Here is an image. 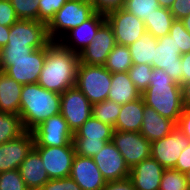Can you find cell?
Segmentation results:
<instances>
[{
  "instance_id": "6da1fadb",
  "label": "cell",
  "mask_w": 190,
  "mask_h": 190,
  "mask_svg": "<svg viewBox=\"0 0 190 190\" xmlns=\"http://www.w3.org/2000/svg\"><path fill=\"white\" fill-rule=\"evenodd\" d=\"M79 63V54L64 47L59 41H50L46 45L38 84L46 90L62 94L75 86Z\"/></svg>"
},
{
  "instance_id": "7a4b0ae2",
  "label": "cell",
  "mask_w": 190,
  "mask_h": 190,
  "mask_svg": "<svg viewBox=\"0 0 190 190\" xmlns=\"http://www.w3.org/2000/svg\"><path fill=\"white\" fill-rule=\"evenodd\" d=\"M145 105L176 124L183 111L182 88L164 70H152L150 85L141 94Z\"/></svg>"
},
{
  "instance_id": "3957f363",
  "label": "cell",
  "mask_w": 190,
  "mask_h": 190,
  "mask_svg": "<svg viewBox=\"0 0 190 190\" xmlns=\"http://www.w3.org/2000/svg\"><path fill=\"white\" fill-rule=\"evenodd\" d=\"M60 109L61 94L38 83L23 85L19 116L25 131H32L49 117L60 114Z\"/></svg>"
},
{
  "instance_id": "277c9868",
  "label": "cell",
  "mask_w": 190,
  "mask_h": 190,
  "mask_svg": "<svg viewBox=\"0 0 190 190\" xmlns=\"http://www.w3.org/2000/svg\"><path fill=\"white\" fill-rule=\"evenodd\" d=\"M95 12L90 0H67L47 24L49 39L59 41L66 33L88 20Z\"/></svg>"
},
{
  "instance_id": "5b68a950",
  "label": "cell",
  "mask_w": 190,
  "mask_h": 190,
  "mask_svg": "<svg viewBox=\"0 0 190 190\" xmlns=\"http://www.w3.org/2000/svg\"><path fill=\"white\" fill-rule=\"evenodd\" d=\"M111 80L112 73L105 66L79 63L75 86L93 105L108 99Z\"/></svg>"
},
{
  "instance_id": "8992f818",
  "label": "cell",
  "mask_w": 190,
  "mask_h": 190,
  "mask_svg": "<svg viewBox=\"0 0 190 190\" xmlns=\"http://www.w3.org/2000/svg\"><path fill=\"white\" fill-rule=\"evenodd\" d=\"M45 55L46 46L35 49L25 58L3 59V72L22 85L38 83Z\"/></svg>"
},
{
  "instance_id": "52a82bcc",
  "label": "cell",
  "mask_w": 190,
  "mask_h": 190,
  "mask_svg": "<svg viewBox=\"0 0 190 190\" xmlns=\"http://www.w3.org/2000/svg\"><path fill=\"white\" fill-rule=\"evenodd\" d=\"M106 21L110 24L118 45L130 46L146 32L144 21L123 8L108 12Z\"/></svg>"
},
{
  "instance_id": "ba28073f",
  "label": "cell",
  "mask_w": 190,
  "mask_h": 190,
  "mask_svg": "<svg viewBox=\"0 0 190 190\" xmlns=\"http://www.w3.org/2000/svg\"><path fill=\"white\" fill-rule=\"evenodd\" d=\"M34 147H60L73 142L74 133L61 114L51 116L31 131Z\"/></svg>"
},
{
  "instance_id": "9c48e42d",
  "label": "cell",
  "mask_w": 190,
  "mask_h": 190,
  "mask_svg": "<svg viewBox=\"0 0 190 190\" xmlns=\"http://www.w3.org/2000/svg\"><path fill=\"white\" fill-rule=\"evenodd\" d=\"M112 142L124 157L129 169L151 157V142L140 132L114 130Z\"/></svg>"
},
{
  "instance_id": "30bf717a",
  "label": "cell",
  "mask_w": 190,
  "mask_h": 190,
  "mask_svg": "<svg viewBox=\"0 0 190 190\" xmlns=\"http://www.w3.org/2000/svg\"><path fill=\"white\" fill-rule=\"evenodd\" d=\"M92 110L93 105L76 86L61 94L60 114L73 133L92 116Z\"/></svg>"
},
{
  "instance_id": "8fae6325",
  "label": "cell",
  "mask_w": 190,
  "mask_h": 190,
  "mask_svg": "<svg viewBox=\"0 0 190 190\" xmlns=\"http://www.w3.org/2000/svg\"><path fill=\"white\" fill-rule=\"evenodd\" d=\"M50 41L46 23L19 19L10 27L9 41L6 46H30L41 49Z\"/></svg>"
},
{
  "instance_id": "7c38bea8",
  "label": "cell",
  "mask_w": 190,
  "mask_h": 190,
  "mask_svg": "<svg viewBox=\"0 0 190 190\" xmlns=\"http://www.w3.org/2000/svg\"><path fill=\"white\" fill-rule=\"evenodd\" d=\"M42 158L49 179L69 177L75 154L73 142L60 147H34Z\"/></svg>"
},
{
  "instance_id": "4fadbf2b",
  "label": "cell",
  "mask_w": 190,
  "mask_h": 190,
  "mask_svg": "<svg viewBox=\"0 0 190 190\" xmlns=\"http://www.w3.org/2000/svg\"><path fill=\"white\" fill-rule=\"evenodd\" d=\"M190 140L177 128L166 137L151 142V157L165 169L174 168Z\"/></svg>"
},
{
  "instance_id": "5bb4252c",
  "label": "cell",
  "mask_w": 190,
  "mask_h": 190,
  "mask_svg": "<svg viewBox=\"0 0 190 190\" xmlns=\"http://www.w3.org/2000/svg\"><path fill=\"white\" fill-rule=\"evenodd\" d=\"M153 68L164 70L175 82L183 84L180 50L169 34L157 39Z\"/></svg>"
},
{
  "instance_id": "9a60e30c",
  "label": "cell",
  "mask_w": 190,
  "mask_h": 190,
  "mask_svg": "<svg viewBox=\"0 0 190 190\" xmlns=\"http://www.w3.org/2000/svg\"><path fill=\"white\" fill-rule=\"evenodd\" d=\"M116 45L110 24L105 21L92 42L79 54L81 64L104 66L108 55Z\"/></svg>"
},
{
  "instance_id": "2e32d148",
  "label": "cell",
  "mask_w": 190,
  "mask_h": 190,
  "mask_svg": "<svg viewBox=\"0 0 190 190\" xmlns=\"http://www.w3.org/2000/svg\"><path fill=\"white\" fill-rule=\"evenodd\" d=\"M92 158L106 182L129 178L130 169L112 141L107 142Z\"/></svg>"
},
{
  "instance_id": "e0dca14e",
  "label": "cell",
  "mask_w": 190,
  "mask_h": 190,
  "mask_svg": "<svg viewBox=\"0 0 190 190\" xmlns=\"http://www.w3.org/2000/svg\"><path fill=\"white\" fill-rule=\"evenodd\" d=\"M33 148L34 137L31 131H25L19 137L0 144V173L19 169Z\"/></svg>"
},
{
  "instance_id": "ac0fdd59",
  "label": "cell",
  "mask_w": 190,
  "mask_h": 190,
  "mask_svg": "<svg viewBox=\"0 0 190 190\" xmlns=\"http://www.w3.org/2000/svg\"><path fill=\"white\" fill-rule=\"evenodd\" d=\"M105 21V14L95 12L88 20L66 33L59 42L72 52L80 54L92 42Z\"/></svg>"
},
{
  "instance_id": "d6986e66",
  "label": "cell",
  "mask_w": 190,
  "mask_h": 190,
  "mask_svg": "<svg viewBox=\"0 0 190 190\" xmlns=\"http://www.w3.org/2000/svg\"><path fill=\"white\" fill-rule=\"evenodd\" d=\"M70 177L82 190H102L107 183L93 158L81 155L74 156Z\"/></svg>"
},
{
  "instance_id": "ffe728a7",
  "label": "cell",
  "mask_w": 190,
  "mask_h": 190,
  "mask_svg": "<svg viewBox=\"0 0 190 190\" xmlns=\"http://www.w3.org/2000/svg\"><path fill=\"white\" fill-rule=\"evenodd\" d=\"M164 170L154 158L149 157L130 169L129 179L135 190H159Z\"/></svg>"
},
{
  "instance_id": "44dd1931",
  "label": "cell",
  "mask_w": 190,
  "mask_h": 190,
  "mask_svg": "<svg viewBox=\"0 0 190 190\" xmlns=\"http://www.w3.org/2000/svg\"><path fill=\"white\" fill-rule=\"evenodd\" d=\"M176 128V123L157 113L152 107L145 105L143 122L140 133L149 141L161 139L169 135Z\"/></svg>"
},
{
  "instance_id": "7402d4cb",
  "label": "cell",
  "mask_w": 190,
  "mask_h": 190,
  "mask_svg": "<svg viewBox=\"0 0 190 190\" xmlns=\"http://www.w3.org/2000/svg\"><path fill=\"white\" fill-rule=\"evenodd\" d=\"M18 170L30 190H39L50 180L44 168L42 158L34 148L26 156Z\"/></svg>"
},
{
  "instance_id": "603a6c76",
  "label": "cell",
  "mask_w": 190,
  "mask_h": 190,
  "mask_svg": "<svg viewBox=\"0 0 190 190\" xmlns=\"http://www.w3.org/2000/svg\"><path fill=\"white\" fill-rule=\"evenodd\" d=\"M23 85L0 73V112L19 115Z\"/></svg>"
},
{
  "instance_id": "cb8c5ba5",
  "label": "cell",
  "mask_w": 190,
  "mask_h": 190,
  "mask_svg": "<svg viewBox=\"0 0 190 190\" xmlns=\"http://www.w3.org/2000/svg\"><path fill=\"white\" fill-rule=\"evenodd\" d=\"M144 100L139 99L121 105V110L114 126L116 131L140 132L143 122Z\"/></svg>"
},
{
  "instance_id": "d4e9b609",
  "label": "cell",
  "mask_w": 190,
  "mask_h": 190,
  "mask_svg": "<svg viewBox=\"0 0 190 190\" xmlns=\"http://www.w3.org/2000/svg\"><path fill=\"white\" fill-rule=\"evenodd\" d=\"M141 97V93L132 83L128 72L112 73L111 87L108 99L118 105H123Z\"/></svg>"
},
{
  "instance_id": "484cf974",
  "label": "cell",
  "mask_w": 190,
  "mask_h": 190,
  "mask_svg": "<svg viewBox=\"0 0 190 190\" xmlns=\"http://www.w3.org/2000/svg\"><path fill=\"white\" fill-rule=\"evenodd\" d=\"M114 127L96 119L93 115L74 132L73 141L112 140Z\"/></svg>"
},
{
  "instance_id": "4316f807",
  "label": "cell",
  "mask_w": 190,
  "mask_h": 190,
  "mask_svg": "<svg viewBox=\"0 0 190 190\" xmlns=\"http://www.w3.org/2000/svg\"><path fill=\"white\" fill-rule=\"evenodd\" d=\"M156 44L157 39L146 31L140 39L128 46L133 65L147 64L153 67Z\"/></svg>"
},
{
  "instance_id": "83f0119b",
  "label": "cell",
  "mask_w": 190,
  "mask_h": 190,
  "mask_svg": "<svg viewBox=\"0 0 190 190\" xmlns=\"http://www.w3.org/2000/svg\"><path fill=\"white\" fill-rule=\"evenodd\" d=\"M174 20V16L168 8L160 7L149 18L144 20V24L146 31L156 39H159L169 34Z\"/></svg>"
},
{
  "instance_id": "f1b7e54d",
  "label": "cell",
  "mask_w": 190,
  "mask_h": 190,
  "mask_svg": "<svg viewBox=\"0 0 190 190\" xmlns=\"http://www.w3.org/2000/svg\"><path fill=\"white\" fill-rule=\"evenodd\" d=\"M133 65L128 46L116 44L108 55L105 68L111 73L127 72Z\"/></svg>"
},
{
  "instance_id": "f546056e",
  "label": "cell",
  "mask_w": 190,
  "mask_h": 190,
  "mask_svg": "<svg viewBox=\"0 0 190 190\" xmlns=\"http://www.w3.org/2000/svg\"><path fill=\"white\" fill-rule=\"evenodd\" d=\"M25 132L21 117L0 112V144L19 137Z\"/></svg>"
},
{
  "instance_id": "4dcf8cb0",
  "label": "cell",
  "mask_w": 190,
  "mask_h": 190,
  "mask_svg": "<svg viewBox=\"0 0 190 190\" xmlns=\"http://www.w3.org/2000/svg\"><path fill=\"white\" fill-rule=\"evenodd\" d=\"M121 110V105H118L112 100H104L93 104L92 115L99 121L115 126Z\"/></svg>"
},
{
  "instance_id": "1f68e13d",
  "label": "cell",
  "mask_w": 190,
  "mask_h": 190,
  "mask_svg": "<svg viewBox=\"0 0 190 190\" xmlns=\"http://www.w3.org/2000/svg\"><path fill=\"white\" fill-rule=\"evenodd\" d=\"M122 8L144 21L160 8V5L158 0H125Z\"/></svg>"
},
{
  "instance_id": "d6a6232c",
  "label": "cell",
  "mask_w": 190,
  "mask_h": 190,
  "mask_svg": "<svg viewBox=\"0 0 190 190\" xmlns=\"http://www.w3.org/2000/svg\"><path fill=\"white\" fill-rule=\"evenodd\" d=\"M152 65L141 64L132 65L127 71L130 80L142 94L150 85V78L152 76Z\"/></svg>"
},
{
  "instance_id": "836d02e7",
  "label": "cell",
  "mask_w": 190,
  "mask_h": 190,
  "mask_svg": "<svg viewBox=\"0 0 190 190\" xmlns=\"http://www.w3.org/2000/svg\"><path fill=\"white\" fill-rule=\"evenodd\" d=\"M159 190H189L186 177L176 169H165Z\"/></svg>"
},
{
  "instance_id": "e575fe53",
  "label": "cell",
  "mask_w": 190,
  "mask_h": 190,
  "mask_svg": "<svg viewBox=\"0 0 190 190\" xmlns=\"http://www.w3.org/2000/svg\"><path fill=\"white\" fill-rule=\"evenodd\" d=\"M169 36L174 40L177 49L180 50V54H185L190 52V33L186 31L184 24L181 20H174Z\"/></svg>"
},
{
  "instance_id": "d590c367",
  "label": "cell",
  "mask_w": 190,
  "mask_h": 190,
  "mask_svg": "<svg viewBox=\"0 0 190 190\" xmlns=\"http://www.w3.org/2000/svg\"><path fill=\"white\" fill-rule=\"evenodd\" d=\"M19 19L38 21L39 0H9Z\"/></svg>"
},
{
  "instance_id": "8d00e7d4",
  "label": "cell",
  "mask_w": 190,
  "mask_h": 190,
  "mask_svg": "<svg viewBox=\"0 0 190 190\" xmlns=\"http://www.w3.org/2000/svg\"><path fill=\"white\" fill-rule=\"evenodd\" d=\"M0 190H30L18 169L0 173Z\"/></svg>"
},
{
  "instance_id": "74e56055",
  "label": "cell",
  "mask_w": 190,
  "mask_h": 190,
  "mask_svg": "<svg viewBox=\"0 0 190 190\" xmlns=\"http://www.w3.org/2000/svg\"><path fill=\"white\" fill-rule=\"evenodd\" d=\"M66 2L67 0H39L38 21L48 24Z\"/></svg>"
},
{
  "instance_id": "f35d334b",
  "label": "cell",
  "mask_w": 190,
  "mask_h": 190,
  "mask_svg": "<svg viewBox=\"0 0 190 190\" xmlns=\"http://www.w3.org/2000/svg\"><path fill=\"white\" fill-rule=\"evenodd\" d=\"M112 140L99 141H73L75 154L85 157H93L99 153L107 142Z\"/></svg>"
},
{
  "instance_id": "ab89813d",
  "label": "cell",
  "mask_w": 190,
  "mask_h": 190,
  "mask_svg": "<svg viewBox=\"0 0 190 190\" xmlns=\"http://www.w3.org/2000/svg\"><path fill=\"white\" fill-rule=\"evenodd\" d=\"M39 190H82L69 176L66 178L50 179Z\"/></svg>"
},
{
  "instance_id": "60d3db41",
  "label": "cell",
  "mask_w": 190,
  "mask_h": 190,
  "mask_svg": "<svg viewBox=\"0 0 190 190\" xmlns=\"http://www.w3.org/2000/svg\"><path fill=\"white\" fill-rule=\"evenodd\" d=\"M17 20L15 9L9 0H0V25L11 27Z\"/></svg>"
},
{
  "instance_id": "b9f144b4",
  "label": "cell",
  "mask_w": 190,
  "mask_h": 190,
  "mask_svg": "<svg viewBox=\"0 0 190 190\" xmlns=\"http://www.w3.org/2000/svg\"><path fill=\"white\" fill-rule=\"evenodd\" d=\"M1 49L3 59L25 58L35 50L30 46H4Z\"/></svg>"
},
{
  "instance_id": "7bdbcfd3",
  "label": "cell",
  "mask_w": 190,
  "mask_h": 190,
  "mask_svg": "<svg viewBox=\"0 0 190 190\" xmlns=\"http://www.w3.org/2000/svg\"><path fill=\"white\" fill-rule=\"evenodd\" d=\"M96 12L107 14L110 11L122 8L125 0H90Z\"/></svg>"
},
{
  "instance_id": "ee69618b",
  "label": "cell",
  "mask_w": 190,
  "mask_h": 190,
  "mask_svg": "<svg viewBox=\"0 0 190 190\" xmlns=\"http://www.w3.org/2000/svg\"><path fill=\"white\" fill-rule=\"evenodd\" d=\"M169 10L174 19L181 20L190 14V0H175Z\"/></svg>"
},
{
  "instance_id": "f6af8a7d",
  "label": "cell",
  "mask_w": 190,
  "mask_h": 190,
  "mask_svg": "<svg viewBox=\"0 0 190 190\" xmlns=\"http://www.w3.org/2000/svg\"><path fill=\"white\" fill-rule=\"evenodd\" d=\"M173 169L179 170L181 173H186L190 170V143L182 150Z\"/></svg>"
},
{
  "instance_id": "bcb514c9",
  "label": "cell",
  "mask_w": 190,
  "mask_h": 190,
  "mask_svg": "<svg viewBox=\"0 0 190 190\" xmlns=\"http://www.w3.org/2000/svg\"><path fill=\"white\" fill-rule=\"evenodd\" d=\"M176 126L190 140V108H183Z\"/></svg>"
},
{
  "instance_id": "7dc6e473",
  "label": "cell",
  "mask_w": 190,
  "mask_h": 190,
  "mask_svg": "<svg viewBox=\"0 0 190 190\" xmlns=\"http://www.w3.org/2000/svg\"><path fill=\"white\" fill-rule=\"evenodd\" d=\"M102 190H135L129 178L120 181L107 182Z\"/></svg>"
},
{
  "instance_id": "c3c4849f",
  "label": "cell",
  "mask_w": 190,
  "mask_h": 190,
  "mask_svg": "<svg viewBox=\"0 0 190 190\" xmlns=\"http://www.w3.org/2000/svg\"><path fill=\"white\" fill-rule=\"evenodd\" d=\"M181 65L183 70V83L190 81V52L181 55Z\"/></svg>"
},
{
  "instance_id": "681fc988",
  "label": "cell",
  "mask_w": 190,
  "mask_h": 190,
  "mask_svg": "<svg viewBox=\"0 0 190 190\" xmlns=\"http://www.w3.org/2000/svg\"><path fill=\"white\" fill-rule=\"evenodd\" d=\"M182 88V103L184 108H190V81L183 83Z\"/></svg>"
},
{
  "instance_id": "f907efd6",
  "label": "cell",
  "mask_w": 190,
  "mask_h": 190,
  "mask_svg": "<svg viewBox=\"0 0 190 190\" xmlns=\"http://www.w3.org/2000/svg\"><path fill=\"white\" fill-rule=\"evenodd\" d=\"M10 27L0 25V48L7 45L9 41Z\"/></svg>"
},
{
  "instance_id": "816d5d0a",
  "label": "cell",
  "mask_w": 190,
  "mask_h": 190,
  "mask_svg": "<svg viewBox=\"0 0 190 190\" xmlns=\"http://www.w3.org/2000/svg\"><path fill=\"white\" fill-rule=\"evenodd\" d=\"M174 1L175 0H158V3L160 5V7L170 9V7L173 5Z\"/></svg>"
},
{
  "instance_id": "f5cc1de1",
  "label": "cell",
  "mask_w": 190,
  "mask_h": 190,
  "mask_svg": "<svg viewBox=\"0 0 190 190\" xmlns=\"http://www.w3.org/2000/svg\"><path fill=\"white\" fill-rule=\"evenodd\" d=\"M181 21L183 22L186 31L190 33V14L181 19Z\"/></svg>"
},
{
  "instance_id": "db71d44e",
  "label": "cell",
  "mask_w": 190,
  "mask_h": 190,
  "mask_svg": "<svg viewBox=\"0 0 190 190\" xmlns=\"http://www.w3.org/2000/svg\"><path fill=\"white\" fill-rule=\"evenodd\" d=\"M3 56H2V49L0 48V73L3 72Z\"/></svg>"
},
{
  "instance_id": "11a10c76",
  "label": "cell",
  "mask_w": 190,
  "mask_h": 190,
  "mask_svg": "<svg viewBox=\"0 0 190 190\" xmlns=\"http://www.w3.org/2000/svg\"><path fill=\"white\" fill-rule=\"evenodd\" d=\"M184 174H185V177H186V181H187L188 187L190 188V170L187 171Z\"/></svg>"
}]
</instances>
